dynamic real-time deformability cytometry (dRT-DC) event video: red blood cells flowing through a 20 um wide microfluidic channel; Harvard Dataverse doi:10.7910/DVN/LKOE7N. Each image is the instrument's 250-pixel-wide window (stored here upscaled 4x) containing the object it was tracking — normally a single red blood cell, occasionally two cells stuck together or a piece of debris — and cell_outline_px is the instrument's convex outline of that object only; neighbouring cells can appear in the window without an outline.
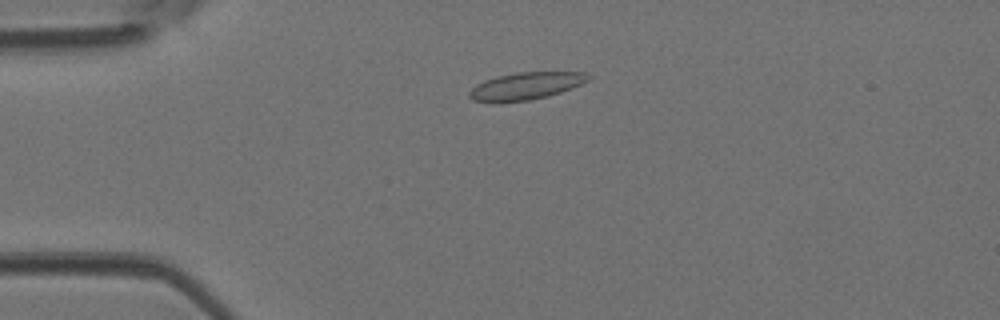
{"species": "Egyptian fruit bat (a non-hibernating species)", "species_latin": "Rousettus aegyptiacus", "temperature_condition": "room temperature", "stored_images_in_passage": 44, "camera_frame_rate_fps": 3000, "um_per_image_px": 0.085, "animal": {"sex": "female"}, "frame": {"image": 1, "passage_image": 9, "time_ms": 2.667, "image_size_px": [1000, 320], "cell_outline_px": [[592, 76], [588, 80], [572, 88], [548, 96], [528, 100], [500, 104], [492, 104], [472, 100], [468, 96], [468, 92], [476, 84], [484, 80], [516, 72], [584, 72]], "centroid_in_image_um": [44.62, 7.34], "position_along_channel_um": 40.4, "area_um2": 19.25}}
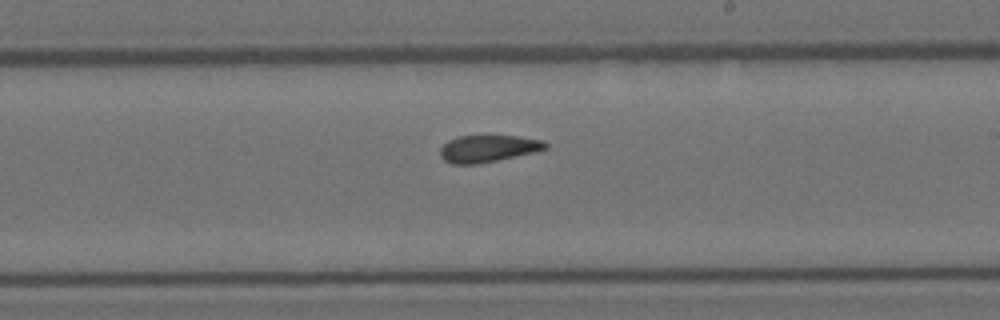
{"frame": {"image": 2, "passage_image": 25, "time_ms": 8.0, "image_size_px": [1000, 320], "cell_outline_px": [[548, 148], [532, 152], [496, 160], [476, 164], [452, 164], [444, 160], [440, 156], [440, 148], [448, 140], [456, 136], [488, 132], [544, 140], [548, 144]], "centroid_in_image_um": [41.45, 12.56], "position_along_channel_um": 247.6, "area_um2": 17.28}}
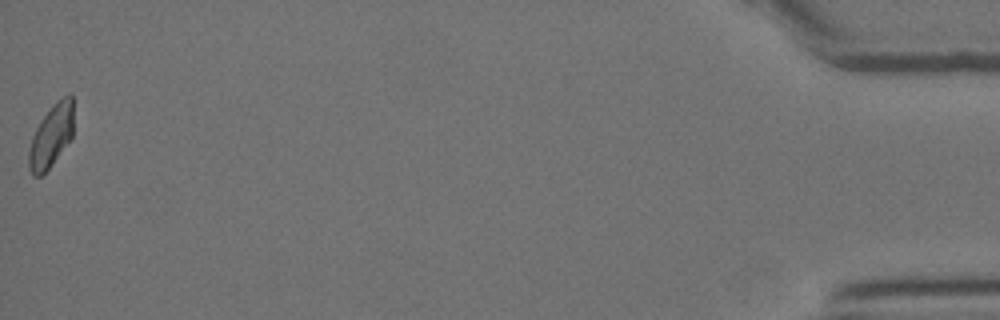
{"frame": {"image": 3, "passage_image": 44, "time_ms": 14.333, "image_size_px": [1000, 320], "cell_outline_px": [[72, 136], [52, 164], [40, 176], [32, 176], [28, 168], [28, 152], [32, 136], [40, 120], [52, 104], [56, 100], [68, 92], [72, 96]], "centroid_in_image_um": [4.32, 11.52], "position_along_channel_um": 430.9, "area_um2": 16.3}}